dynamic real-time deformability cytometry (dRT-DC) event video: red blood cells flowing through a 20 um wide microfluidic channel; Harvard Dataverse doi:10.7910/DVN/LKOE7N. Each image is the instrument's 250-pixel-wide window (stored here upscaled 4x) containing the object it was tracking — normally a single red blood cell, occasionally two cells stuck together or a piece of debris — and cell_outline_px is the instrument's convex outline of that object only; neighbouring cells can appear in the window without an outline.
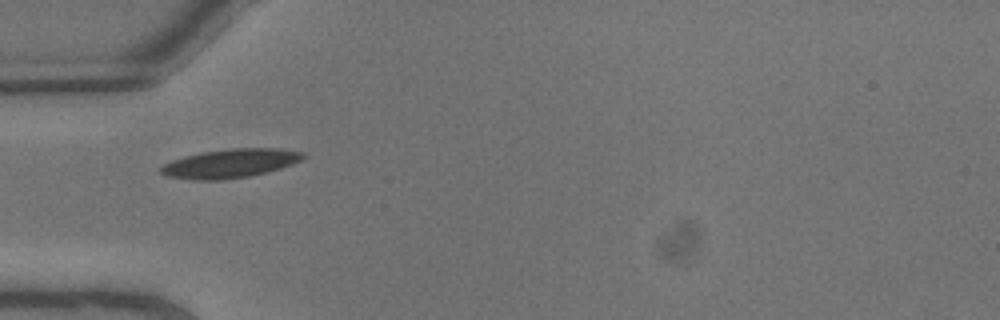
{"species": "common noctule bat (a hibernating species)", "species_latin": "Nyctalus noctula", "temperature_condition": "warm", "stored_images_in_passage": 2, "camera_frame_rate_fps": 3000, "um_per_image_px": 0.085, "animal": {"sex": "male", "body_mass_g": 13.3}, "frame": {"image": 1, "passage_image": 1, "time_ms": 0.0, "image_size_px": [1000, 320], "cell_outline_px": [[304, 156], [300, 160], [292, 164], [280, 168], [248, 176], [224, 180], [192, 180], [168, 176], [160, 172], [160, 168], [164, 164], [172, 160], [184, 156], [200, 152], [232, 148], [280, 148], [304, 152]], "centroid_in_image_um": [19.54, 13.88], "position_along_channel_um": 65.5, "area_um2": 23.81}}
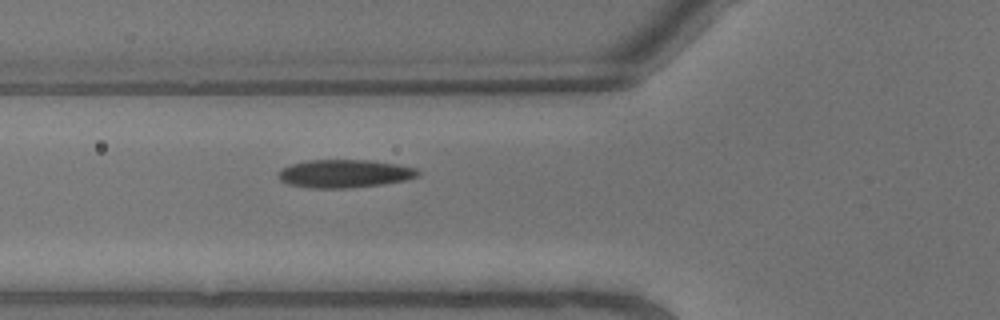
{"frame": {"image": 2, "passage_image": 2, "time_ms": 0.333, "image_size_px": [1000, 320], "cell_outline_px": [[420, 176], [404, 180], [384, 184], [348, 188], [312, 188], [288, 184], [280, 180], [276, 176], [284, 168], [292, 164], [308, 160], [368, 160], [396, 164], [416, 168], [420, 172]], "centroid_in_image_um": [29.3, 14.76], "position_along_channel_um": 96.5, "area_um2": 22.77}}